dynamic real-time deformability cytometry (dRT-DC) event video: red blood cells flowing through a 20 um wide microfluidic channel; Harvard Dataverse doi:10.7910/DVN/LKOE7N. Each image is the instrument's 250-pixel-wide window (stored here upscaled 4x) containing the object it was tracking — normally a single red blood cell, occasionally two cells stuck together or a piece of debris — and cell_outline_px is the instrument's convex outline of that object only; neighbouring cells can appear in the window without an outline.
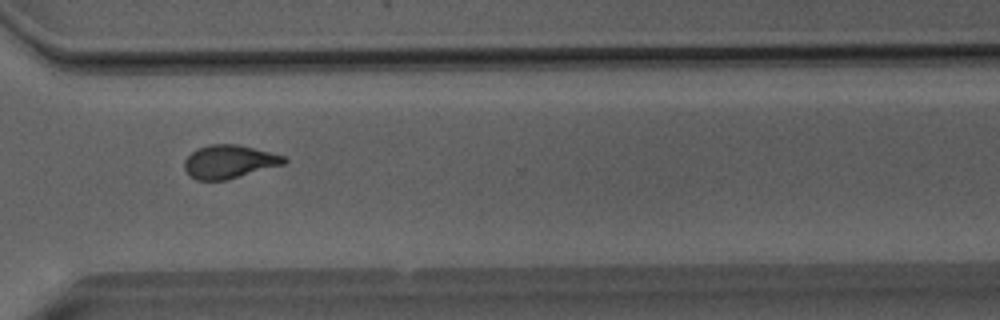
{"species": "Egyptian fruit bat (a non-hibernating species)", "species_latin": "Rousettus aegyptiacus", "temperature_condition": "room temperature", "stored_images_in_passage": 35, "camera_frame_rate_fps": 3000, "um_per_image_px": 0.085, "animal": {"sex": "male"}, "frame": {"image": 1, "passage_image": 22, "time_ms": 7.0, "image_size_px": [1000, 320], "cell_outline_px": [[288, 160], [284, 164], [228, 180], [196, 180], [188, 176], [184, 168], [184, 160], [196, 148], [208, 144], [236, 144], [284, 156]], "centroid_in_image_um": [19.43, 13.75], "position_along_channel_um": 351.2, "area_um2": 19.42}}
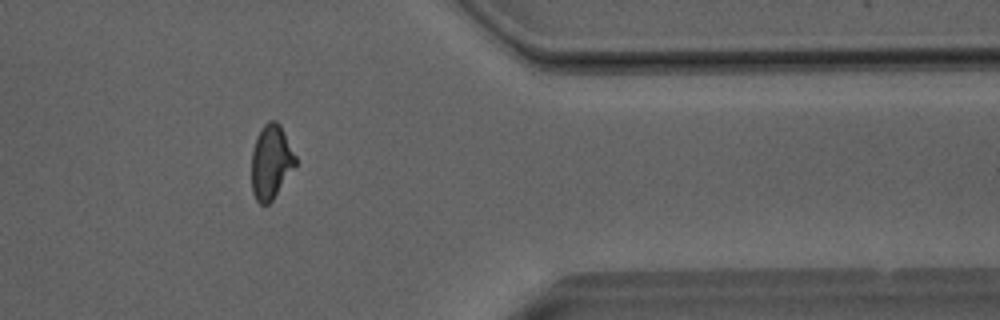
{"frame": {"image": 2, "passage_image": 26, "time_ms": 8.333, "image_size_px": [1000, 320], "cell_outline_px": [[296, 164], [272, 200], [268, 204], [260, 204], [256, 200], [252, 192], [252, 152], [256, 136], [260, 128], [268, 120], [276, 120], [280, 124], [296, 156]], "centroid_in_image_um": [23.02, 13.73], "position_along_channel_um": 388.4, "area_um2": 18.9}}
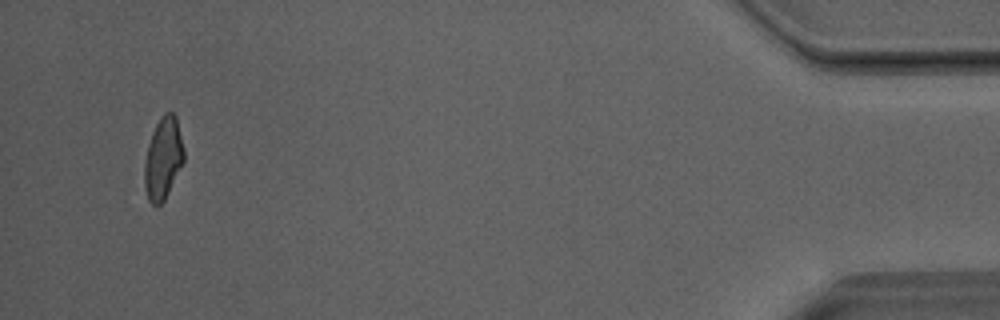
{"frame": {"image": 3, "passage_image": 33, "time_ms": 10.667, "image_size_px": [1000, 320], "cell_outline_px": [[184, 160], [164, 200], [156, 208], [148, 200], [144, 184], [144, 160], [148, 144], [152, 132], [160, 116], [164, 112], [172, 112], [176, 116], [184, 148]], "centroid_in_image_um": [13.85, 13.45], "position_along_channel_um": 421.4, "area_um2": 18.9}, "authors_computed_cell_mechanics": {"area_um2": 19.2474, "velocity_mm_per_s": 4.0518, "shape_relaxation_time_tau1_ms": 7.6653, "shape_relaxation_time_tau2_ms": 2.0931, "deformation_change_tau1": 0.1858, "deformation_change_tau2": 0.074}}